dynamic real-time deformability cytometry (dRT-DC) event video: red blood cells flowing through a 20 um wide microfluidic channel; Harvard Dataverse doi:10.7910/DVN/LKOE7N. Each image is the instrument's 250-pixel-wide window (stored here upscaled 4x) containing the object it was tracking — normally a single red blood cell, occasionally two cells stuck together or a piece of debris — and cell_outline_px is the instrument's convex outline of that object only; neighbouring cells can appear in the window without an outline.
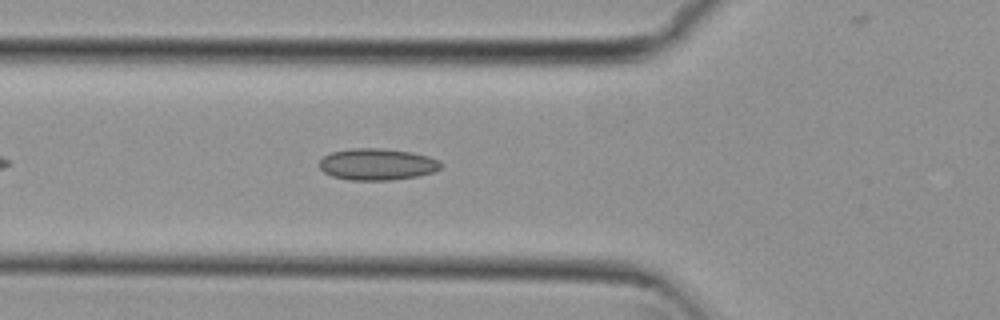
{"species": "common noctule bat (a hibernating species)", "species_latin": "Nyctalus noctula", "temperature_condition": "cold", "stored_images_in_passage": 39, "camera_frame_rate_fps": 3000, "um_per_image_px": 0.085, "animal": {"sex": "female", "body_mass_g": 29.2, "forearm_length_mm": 56.3}, "frame": {"image": 1, "passage_image": 7, "time_ms": 2.0, "image_size_px": [1000, 320], "cell_outline_px": [[444, 164], [440, 168], [432, 172], [416, 176], [388, 180], [348, 180], [332, 176], [324, 172], [316, 164], [324, 156], [332, 152], [348, 148], [384, 148], [412, 152], [428, 156], [440, 160]], "centroid_in_image_um": [32.04, 13.95], "position_along_channel_um": 93.8, "area_um2": 22.6}}
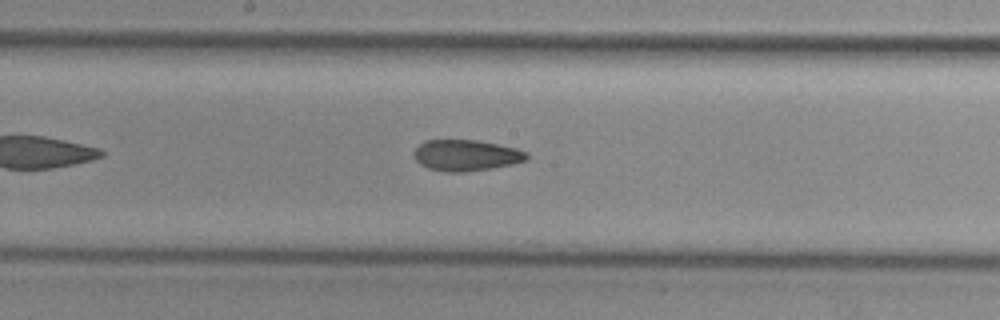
{"frame": {"image": 2, "passage_image": 16, "time_ms": 5.0, "image_size_px": [1000, 320], "cell_outline_px": [[528, 160], [512, 164], [492, 168], [464, 172], [444, 172], [428, 168], [420, 164], [416, 160], [412, 152], [424, 140], [476, 140], [516, 148], [528, 152]], "centroid_in_image_um": [39.61, 13.21], "position_along_channel_um": 208.6, "area_um2": 20.52}}
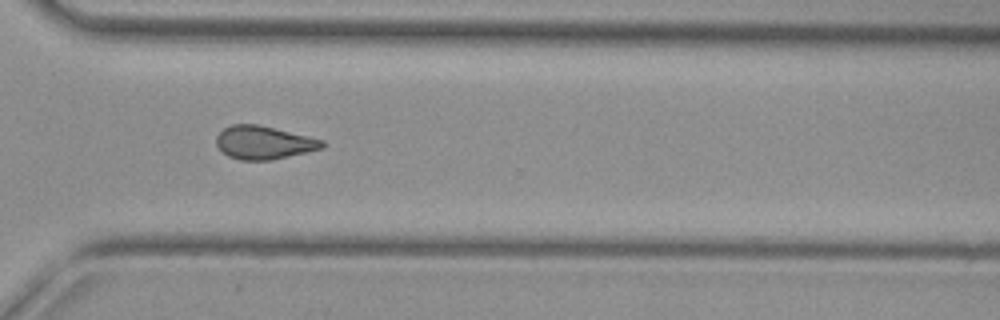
{"frame": {"image": 3, "passage_image": 27, "time_ms": 8.667, "image_size_px": [1000, 320], "cell_outline_px": [[324, 148], [268, 160], [240, 160], [228, 156], [216, 144], [216, 136], [224, 128], [232, 124], [256, 124], [308, 136], [324, 140]], "centroid_in_image_um": [22.4, 12.11], "position_along_channel_um": 348.2, "area_um2": 20.17}, "authors_computed_cell_mechanics": {"area_um2": 20.4034, "velocity_mm_per_s": 3.8143, "shape_relaxation_time_tau1_ms": null, "shape_relaxation_time_tau2_ms": 3.4144, "deformation_change_tau1": null, "deformation_change_tau2": 0.1037}}